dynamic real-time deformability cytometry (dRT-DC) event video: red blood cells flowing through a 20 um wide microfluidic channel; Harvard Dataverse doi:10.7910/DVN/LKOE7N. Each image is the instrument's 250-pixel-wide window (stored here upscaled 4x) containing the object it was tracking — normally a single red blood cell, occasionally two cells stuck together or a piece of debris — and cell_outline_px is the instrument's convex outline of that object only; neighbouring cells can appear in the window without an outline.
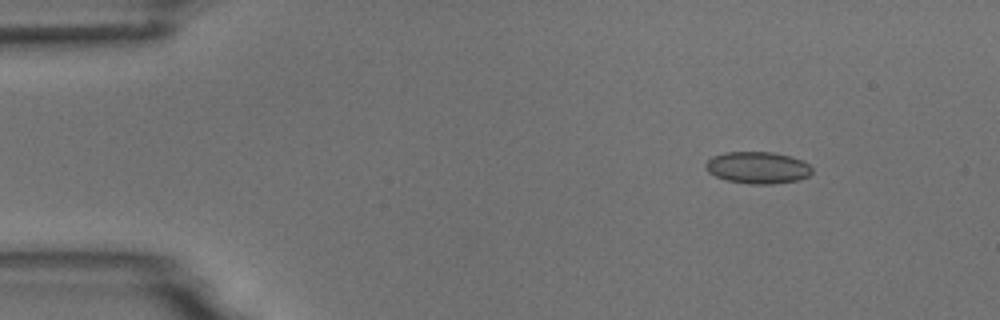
{"species": "common noctule bat (a hibernating species)", "species_latin": "Nyctalus noctula", "temperature_condition": "room temperature", "stored_images_in_passage": 6, "camera_frame_rate_fps": 3000, "um_per_image_px": 0.085, "animal": {"sex": "male", "body_mass_g": 18.8}, "frame": {"image": 1, "passage_image": 1, "time_ms": 0.0, "image_size_px": [1000, 320], "cell_outline_px": [[812, 172], [808, 176], [796, 180], [772, 184], [748, 184], [728, 180], [716, 176], [708, 172], [704, 164], [712, 156], [724, 152], [772, 152], [788, 156], [800, 160], [808, 164], [812, 168]], "centroid_in_image_um": [64.37, 14.25], "position_along_channel_um": 20.6, "area_um2": 19.59}}
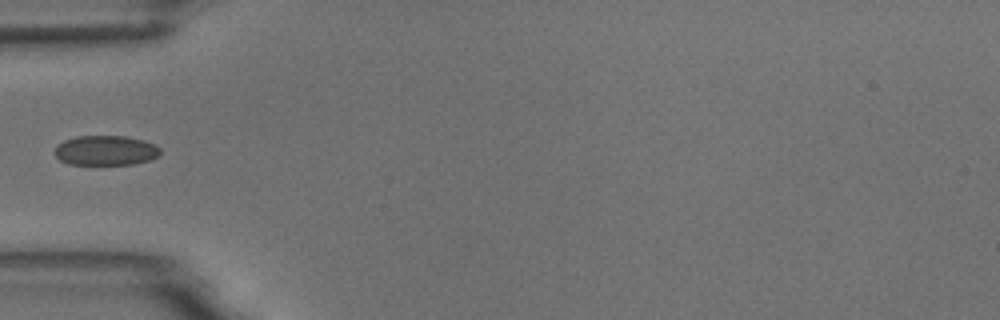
{"frame": {"image": 2, "passage_image": 4, "time_ms": 3.667, "image_size_px": [1000, 320], "cell_outline_px": [[160, 156], [148, 160], [132, 164], [68, 164], [60, 160], [56, 156], [56, 144], [64, 140], [76, 136], [124, 136], [144, 140], [156, 144], [160, 148]], "centroid_in_image_um": [9.0, 12.78], "position_along_channel_um": 76.0, "area_um2": 18.38}}